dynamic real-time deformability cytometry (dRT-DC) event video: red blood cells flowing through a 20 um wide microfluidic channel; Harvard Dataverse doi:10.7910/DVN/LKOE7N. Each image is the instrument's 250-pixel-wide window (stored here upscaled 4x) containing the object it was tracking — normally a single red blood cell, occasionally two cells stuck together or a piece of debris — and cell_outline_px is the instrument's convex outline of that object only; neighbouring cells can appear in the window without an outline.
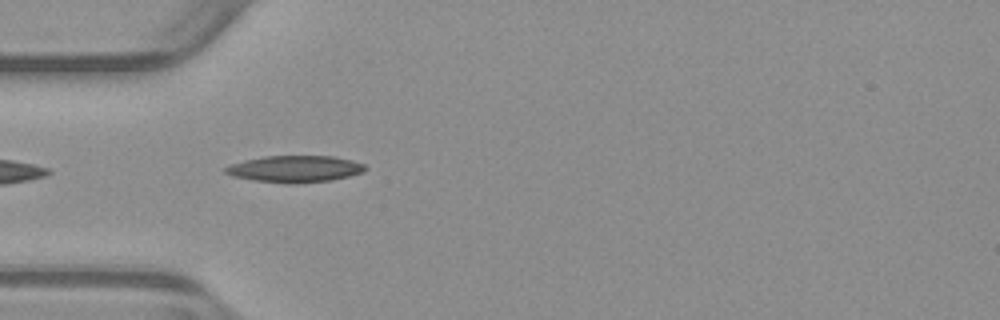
{"species": "common noctule bat (a hibernating species)", "species_latin": "Nyctalus noctula", "temperature_condition": "warm", "stored_images_in_passage": 4, "camera_frame_rate_fps": 3000, "um_per_image_px": 0.085, "animal": {"sex": "male", "body_mass_g": 23.1, "forearm_length_mm": 52.7}, "frame": {"image": 1, "passage_image": 2, "time_ms": 0.333, "image_size_px": [1000, 320], "cell_outline_px": [[368, 168], [364, 172], [332, 180], [292, 184], [288, 184], [252, 180], [232, 176], [224, 172], [224, 168], [228, 164], [244, 160], [264, 156], [332, 156], [352, 160], [364, 164]], "centroid_in_image_um": [25.04, 14.36], "position_along_channel_um": 60.0, "area_um2": 21.96}}